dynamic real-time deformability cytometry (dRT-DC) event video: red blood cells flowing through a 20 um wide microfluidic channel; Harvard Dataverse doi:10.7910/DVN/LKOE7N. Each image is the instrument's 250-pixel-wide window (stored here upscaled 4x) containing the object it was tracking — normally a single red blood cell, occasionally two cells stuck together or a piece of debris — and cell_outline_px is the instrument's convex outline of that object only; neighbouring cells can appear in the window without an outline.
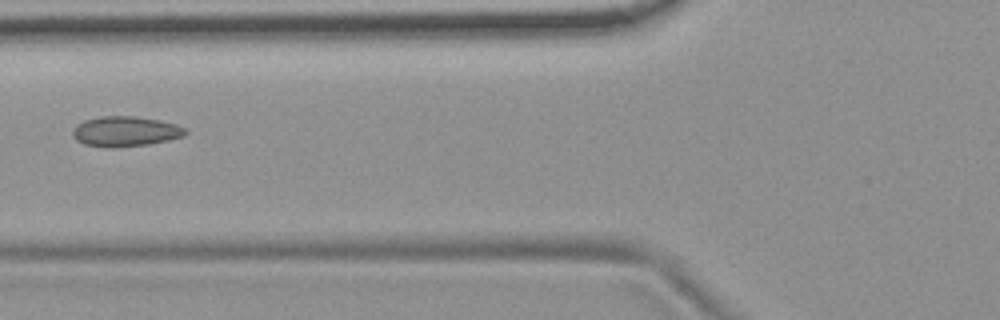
{"species": "common noctule bat (a hibernating species)", "species_latin": "Nyctalus noctula", "temperature_condition": "room temperature", "stored_images_in_passage": 7, "camera_frame_rate_fps": 3000, "um_per_image_px": 0.085, "animal": {"sex": "female", "body_mass_g": 19.9}, "frame": {"image": 1, "passage_image": 7, "time_ms": 2.0, "image_size_px": [1000, 320], "cell_outline_px": [[188, 132], [184, 136], [168, 140], [148, 144], [116, 148], [108, 148], [84, 144], [76, 140], [72, 136], [72, 128], [76, 124], [84, 120], [100, 116], [136, 116], [160, 120], [176, 124], [184, 128]], "centroid_in_image_um": [10.62, 11.17], "position_along_channel_um": 115.2, "area_um2": 20.06}}